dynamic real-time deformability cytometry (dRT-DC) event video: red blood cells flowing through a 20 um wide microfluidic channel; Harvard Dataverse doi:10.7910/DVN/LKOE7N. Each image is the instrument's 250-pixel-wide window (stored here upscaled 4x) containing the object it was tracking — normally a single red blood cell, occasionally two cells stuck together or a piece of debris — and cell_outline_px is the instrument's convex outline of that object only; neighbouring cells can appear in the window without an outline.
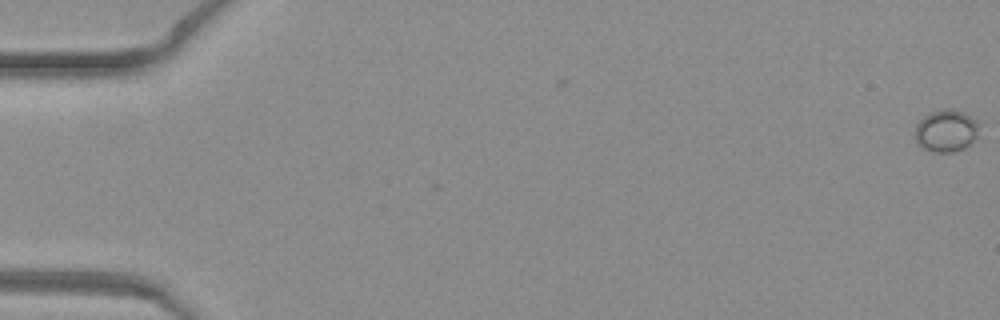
{"species": "common noctule bat (a hibernating species)", "species_latin": "Nyctalus noctula", "temperature_condition": "warm", "stored_images_in_passage": 3, "camera_frame_rate_fps": 3000, "um_per_image_px": 0.085, "animal": {"sex": "female", "body_mass_g": 19.3, "forearm_length_mm": 54.1}, "frame": {"image": 1, "passage_image": 3, "time_ms": 0.667, "image_size_px": [1000, 320], "cell_outline_px": [[980, 124], [976, 136], [964, 148], [952, 152], [936, 152], [924, 148], [916, 140], [916, 124], [924, 116], [932, 112], [944, 108], [952, 108], [964, 112], [980, 120]], "centroid_in_image_um": [80.47, 11.07], "position_along_channel_um": 4.5, "area_um2": 15.72}}